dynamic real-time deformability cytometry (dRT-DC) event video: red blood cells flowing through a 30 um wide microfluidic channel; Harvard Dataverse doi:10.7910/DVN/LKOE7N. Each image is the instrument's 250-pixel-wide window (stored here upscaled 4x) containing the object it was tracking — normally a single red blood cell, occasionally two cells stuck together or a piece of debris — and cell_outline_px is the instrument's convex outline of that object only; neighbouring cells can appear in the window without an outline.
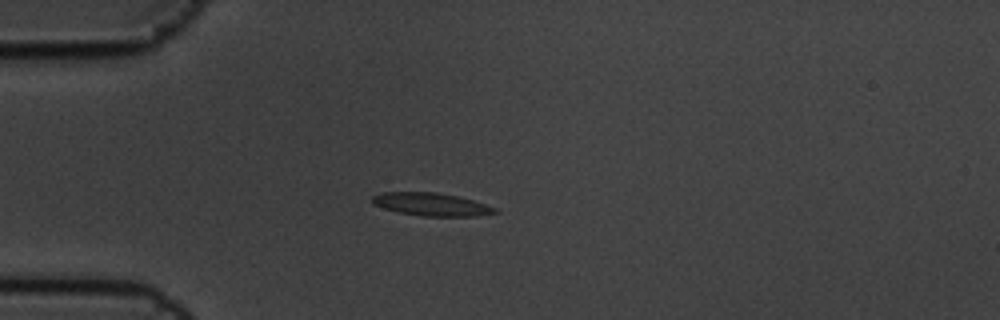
{"species": "common noctule bat (a hibernating species)", "species_latin": "Nyctalus noctula", "temperature_condition": "cold", "stored_images_in_passage": 10, "camera_frame_rate_fps": 3000, "um_per_image_px": 0.085, "animal": {"sex": "male", "body_mass_g": 19.5, "forearm_length_mm": 54.6}, "frame": {"image": 1, "passage_image": 4, "time_ms": 1.0, "image_size_px": [1000, 320], "cell_outline_px": [[500, 212], [476, 216], [424, 216], [400, 212], [384, 208], [372, 204], [372, 196], [380, 192], [436, 192], [460, 196], [496, 208]], "centroid_in_image_um": [36.66, 17.36], "position_along_channel_um": 48.3, "area_um2": 16.36}}
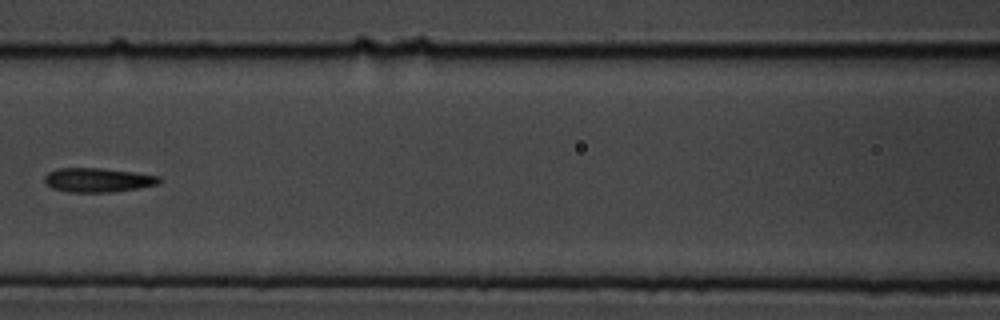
{"frame": {"image": 2, "passage_image": 7, "time_ms": 2.0, "image_size_px": [1000, 320], "cell_outline_px": [[160, 184], [140, 188], [112, 192], [68, 192], [52, 188], [44, 180], [44, 176], [48, 172], [56, 168], [104, 168], [160, 176]], "centroid_in_image_um": [8.32, 15.3], "position_along_channel_um": 158.3, "area_um2": 16.24}}
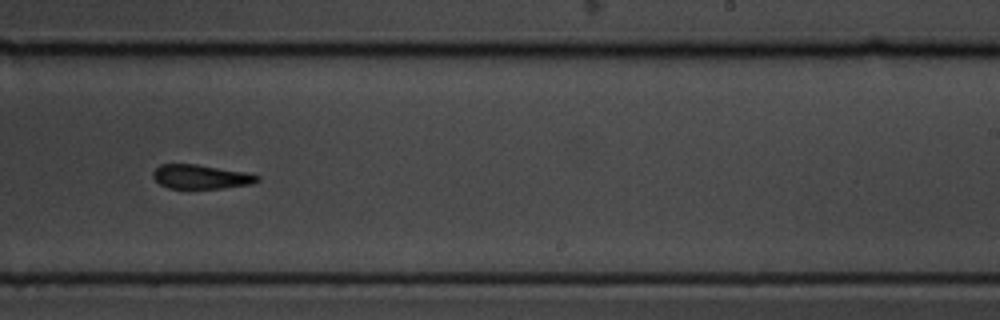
{"frame": {"image": 3, "passage_image": 10, "time_ms": 3.0, "image_size_px": [1000, 320], "cell_outline_px": [[260, 180], [252, 184], [220, 188], [168, 188], [160, 184], [152, 176], [152, 172], [160, 164], [196, 164], [244, 172], [260, 176]], "centroid_in_image_um": [17.06, 15.02], "position_along_channel_um": 271.9, "area_um2": 14.57}}